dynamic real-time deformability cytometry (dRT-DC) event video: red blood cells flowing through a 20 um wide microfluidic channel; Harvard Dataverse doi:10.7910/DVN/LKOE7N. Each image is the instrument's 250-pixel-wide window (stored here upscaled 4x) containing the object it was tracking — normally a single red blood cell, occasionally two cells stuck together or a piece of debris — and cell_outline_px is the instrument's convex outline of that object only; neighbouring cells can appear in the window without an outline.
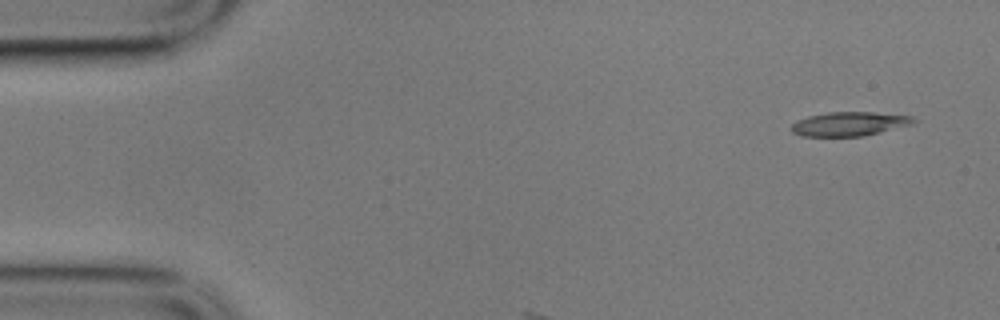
{"species": "common noctule bat (a hibernating species)", "species_latin": "Nyctalus noctula", "temperature_condition": "cold", "stored_images_in_passage": 4, "camera_frame_rate_fps": 3000, "um_per_image_px": 0.085, "animal": {"sex": "male", "body_mass_g": 17.9}, "frame": {"image": 1, "passage_image": 1, "time_ms": 0.0, "image_size_px": [1000, 320], "cell_outline_px": [[920, 120], [912, 124], [864, 136], [800, 136], [792, 132], [792, 124], [796, 120], [808, 116], [828, 112], [872, 112], [912, 116]], "centroid_in_image_um": [72.2, 10.53], "position_along_channel_um": 12.8, "area_um2": 17.17}}